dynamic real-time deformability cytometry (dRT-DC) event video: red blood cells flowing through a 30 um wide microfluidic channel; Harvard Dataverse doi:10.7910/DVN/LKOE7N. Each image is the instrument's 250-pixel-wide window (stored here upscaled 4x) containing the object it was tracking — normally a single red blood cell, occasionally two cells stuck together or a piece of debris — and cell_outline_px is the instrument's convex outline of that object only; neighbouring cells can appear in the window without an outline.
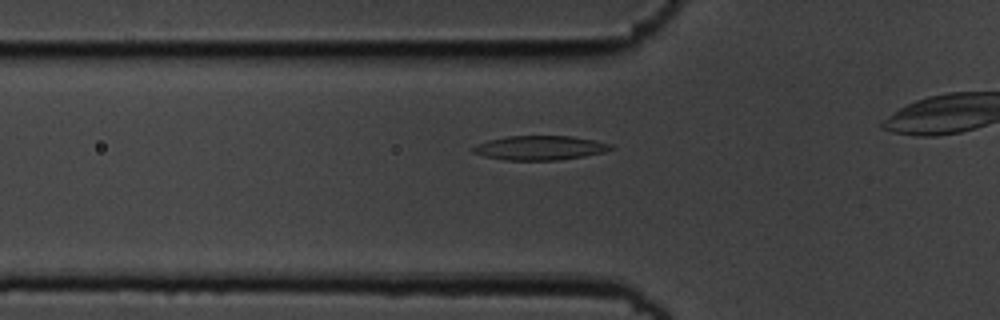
{"species": "common noctule bat (a hibernating species)", "species_latin": "Nyctalus noctula", "temperature_condition": "cold", "stored_images_in_passage": 35, "camera_frame_rate_fps": 3000, "um_per_image_px": 0.085, "animal": {"sex": "male", "body_mass_g": 19.5, "forearm_length_mm": 54.6}, "frame": {"image": 1, "passage_image": 8, "time_ms": 2.333, "image_size_px": [1000, 320], "cell_outline_px": [[616, 148], [604, 152], [584, 156], [560, 160], [504, 160], [484, 156], [472, 152], [468, 148], [476, 144], [488, 140], [508, 136], [572, 136], [596, 140], [612, 144]], "centroid_in_image_um": [45.89, 12.56], "position_along_channel_um": 79.9, "area_um2": 19.77}}
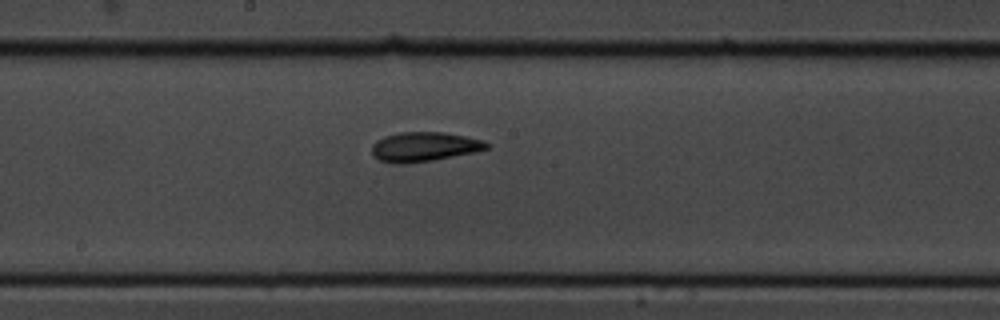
{"frame": {"image": 2, "passage_image": 19, "time_ms": 6.0, "image_size_px": [1000, 320], "cell_outline_px": [[488, 148], [476, 152], [432, 160], [404, 164], [392, 164], [380, 160], [372, 152], [372, 144], [376, 140], [384, 136], [400, 132], [444, 132], [484, 140], [488, 144]], "centroid_in_image_um": [36.04, 12.47], "position_along_channel_um": 212.2, "area_um2": 19.71}}
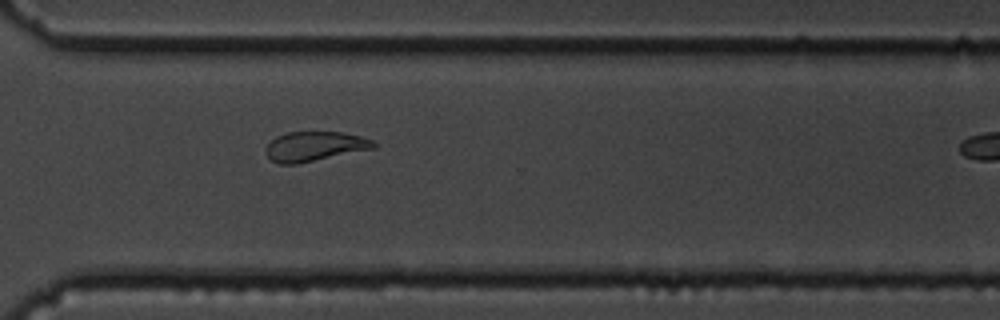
{"frame": {"image": 3, "passage_image": 30, "time_ms": 9.667, "image_size_px": [1000, 320], "cell_outline_px": [[376, 148], [296, 164], [280, 164], [272, 160], [264, 152], [264, 148], [276, 136], [288, 132], [344, 132], [360, 136], [372, 140], [376, 144]], "centroid_in_image_um": [26.73, 12.44], "position_along_channel_um": 343.9, "area_um2": 18.61}}